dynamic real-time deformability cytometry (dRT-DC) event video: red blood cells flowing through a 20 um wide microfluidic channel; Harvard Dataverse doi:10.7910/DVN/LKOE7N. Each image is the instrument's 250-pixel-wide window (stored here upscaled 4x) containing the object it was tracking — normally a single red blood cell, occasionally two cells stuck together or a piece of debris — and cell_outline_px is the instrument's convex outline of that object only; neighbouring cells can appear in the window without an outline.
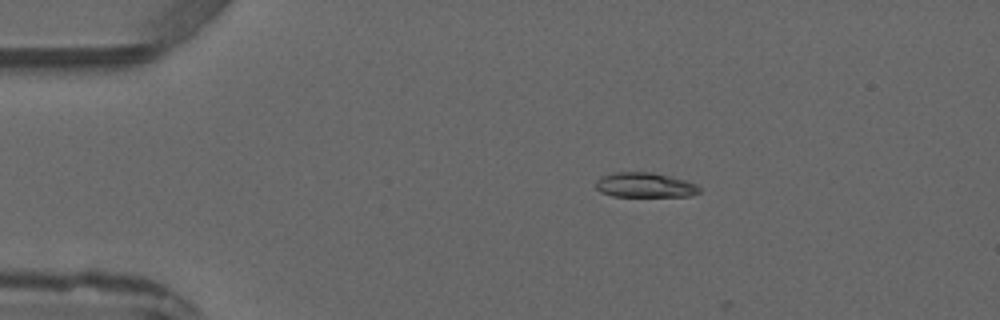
{"species": "common noctule bat (a hibernating species)", "species_latin": "Nyctalus noctula", "temperature_condition": "warm", "stored_images_in_passage": 5, "camera_frame_rate_fps": 3000, "um_per_image_px": 0.085, "animal": {"sex": "male", "forearm_length_mm": 52.5}, "frame": {"image": 1, "passage_image": 3, "time_ms": 2.333, "image_size_px": [1000, 320], "cell_outline_px": [[700, 192], [692, 196], [612, 196], [600, 192], [596, 188], [596, 180], [600, 176], [616, 172], [652, 172], [684, 180], [696, 184], [700, 188]], "centroid_in_image_um": [54.79, 15.73], "position_along_channel_um": 30.2, "area_um2": 14.97}}
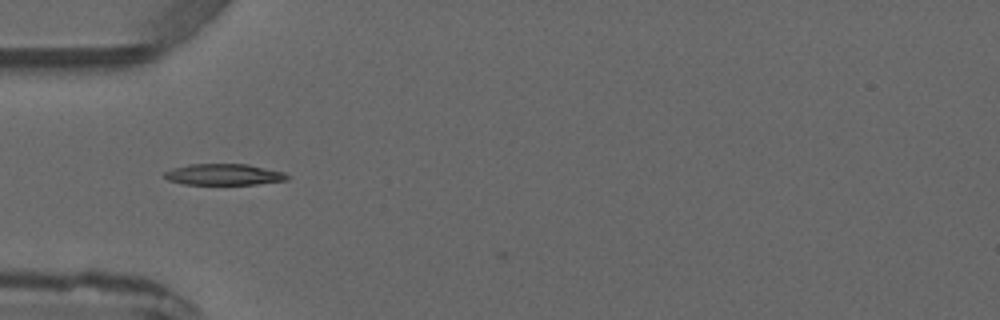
{"frame": {"image": 2, "passage_image": 4, "time_ms": 4.333, "image_size_px": [1000, 320], "cell_outline_px": [[288, 180], [256, 184], [184, 184], [168, 180], [164, 176], [164, 172], [188, 164], [248, 164], [284, 172], [288, 176]], "centroid_in_image_um": [19.05, 14.83], "position_along_channel_um": 66.0, "area_um2": 15.03}}
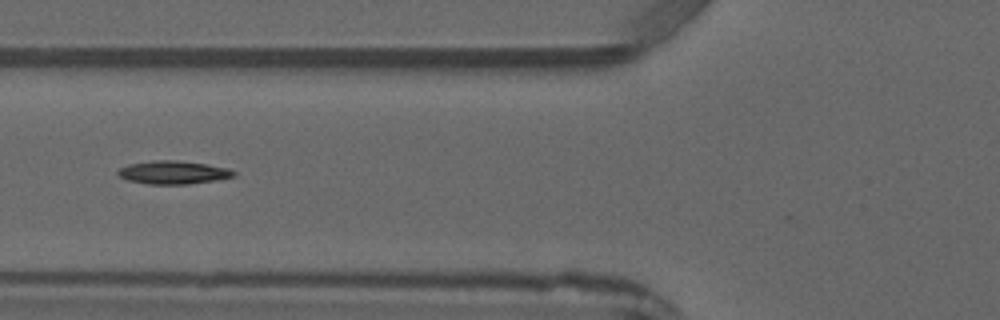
{"frame": {"image": 3, "passage_image": 5, "time_ms": 5.333, "image_size_px": [1000, 320], "cell_outline_px": [[236, 176], [216, 180], [188, 184], [148, 184], [128, 180], [120, 176], [116, 172], [120, 168], [128, 164], [152, 160], [176, 160], [208, 164], [228, 168], [236, 172]], "centroid_in_image_um": [14.74, 14.65], "position_along_channel_um": 111.1, "area_um2": 15.72}}